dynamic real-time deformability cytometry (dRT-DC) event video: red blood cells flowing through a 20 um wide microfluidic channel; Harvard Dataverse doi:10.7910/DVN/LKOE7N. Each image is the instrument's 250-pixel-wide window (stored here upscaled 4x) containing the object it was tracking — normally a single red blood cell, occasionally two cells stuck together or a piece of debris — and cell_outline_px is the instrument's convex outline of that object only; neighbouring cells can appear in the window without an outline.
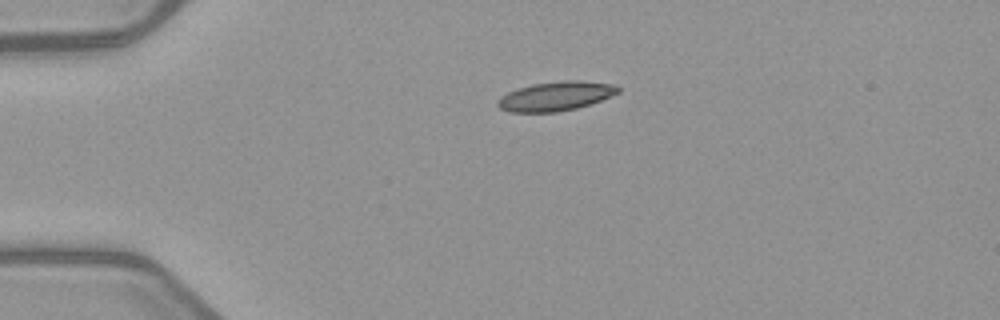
{"species": "common noctule bat (a hibernating species)", "species_latin": "Nyctalus noctula", "temperature_condition": "warm", "stored_images_in_passage": 2, "camera_frame_rate_fps": 3000, "um_per_image_px": 0.085, "animal": {"sex": "female", "body_mass_g": 21.9}, "frame": {"image": 1, "passage_image": 1, "time_ms": 0.0, "image_size_px": [1000, 320], "cell_outline_px": [[620, 92], [600, 100], [576, 108], [556, 112], [508, 112], [500, 108], [496, 104], [496, 100], [500, 96], [508, 92], [532, 84], [564, 80], [580, 80], [616, 84], [620, 88]], "centroid_in_image_um": [47.22, 8.17], "position_along_channel_um": 37.8, "area_um2": 20.52}}